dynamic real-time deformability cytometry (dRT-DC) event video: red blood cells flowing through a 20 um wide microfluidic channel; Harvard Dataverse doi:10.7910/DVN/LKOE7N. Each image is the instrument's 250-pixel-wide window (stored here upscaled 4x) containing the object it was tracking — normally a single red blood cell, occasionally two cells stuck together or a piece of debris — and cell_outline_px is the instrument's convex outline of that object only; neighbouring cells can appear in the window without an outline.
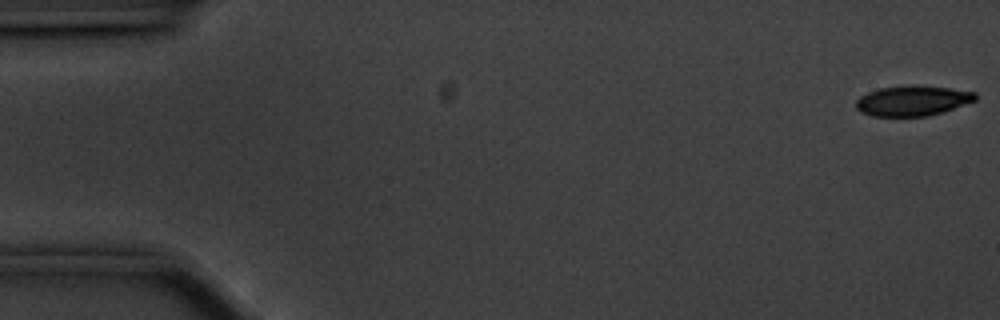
{"species": "common noctule bat (a hibernating species)", "species_latin": "Nyctalus noctula", "temperature_condition": "cold", "stored_images_in_passage": 56, "camera_frame_rate_fps": 3000, "um_per_image_px": 0.085, "animal": {"sex": "male", "body_mass_g": 20.1, "forearm_length_mm": 53.5}, "frame": {"image": 1, "passage_image": 1, "time_ms": 0.0, "image_size_px": [1000, 320], "cell_outline_px": [[976, 100], [928, 116], [872, 116], [860, 112], [856, 108], [856, 100], [860, 96], [868, 92], [880, 88], [900, 84], [916, 84], [948, 88], [976, 92]], "centroid_in_image_um": [77.51, 8.54], "position_along_channel_um": 7.5, "area_um2": 21.15}}
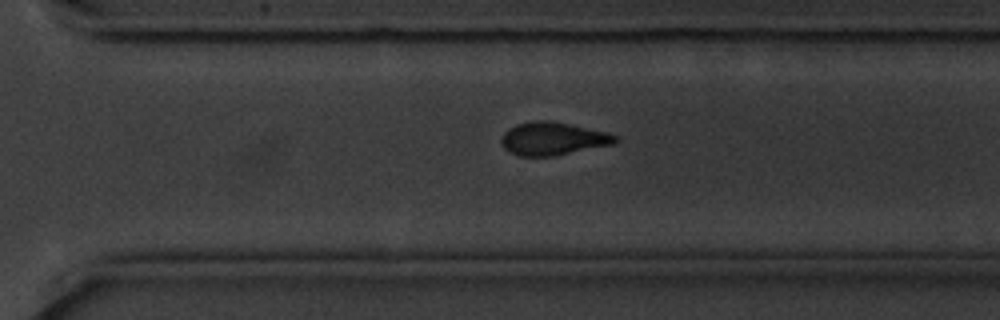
{"frame": {"image": 2, "passage_image": 39, "time_ms": 12.667, "image_size_px": [1000, 320], "cell_outline_px": [[620, 140], [616, 144], [552, 156], [516, 156], [508, 152], [504, 148], [500, 140], [504, 132], [508, 128], [516, 124], [536, 120], [548, 120], [608, 132], [616, 136]], "centroid_in_image_um": [46.99, 11.79], "position_along_channel_um": 323.6, "area_um2": 22.08}}
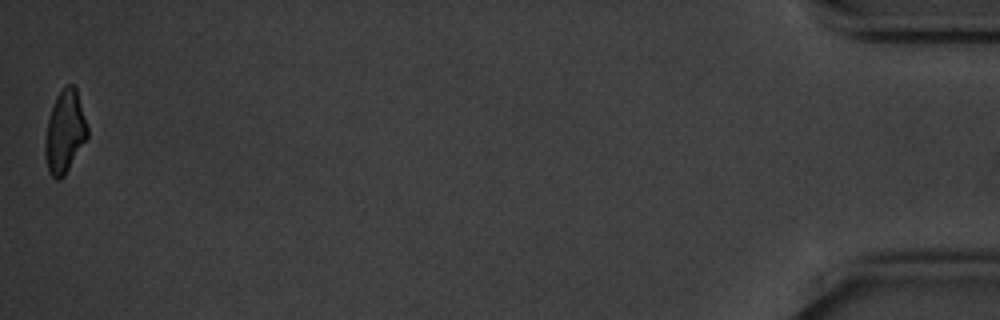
{"frame": {"image": 3, "passage_image": 56, "time_ms": 18.333, "image_size_px": [1000, 320], "cell_outline_px": [[88, 136], [64, 176], [60, 180], [56, 180], [48, 172], [44, 156], [44, 144], [48, 120], [56, 96], [68, 84], [72, 84], [76, 88], [88, 128]], "centroid_in_image_um": [5.49, 11.25], "position_along_channel_um": 429.7, "area_um2": 20.17}, "authors_computed_cell_mechanics": {"area_um2": 22.5131, "velocity_mm_per_s": 3.5405, "shape_relaxation_time_tau1_ms": 2.5377, "shape_relaxation_time_tau2_ms": null, "deformation_change_tau1": 0.1121, "deformation_change_tau2": null}}